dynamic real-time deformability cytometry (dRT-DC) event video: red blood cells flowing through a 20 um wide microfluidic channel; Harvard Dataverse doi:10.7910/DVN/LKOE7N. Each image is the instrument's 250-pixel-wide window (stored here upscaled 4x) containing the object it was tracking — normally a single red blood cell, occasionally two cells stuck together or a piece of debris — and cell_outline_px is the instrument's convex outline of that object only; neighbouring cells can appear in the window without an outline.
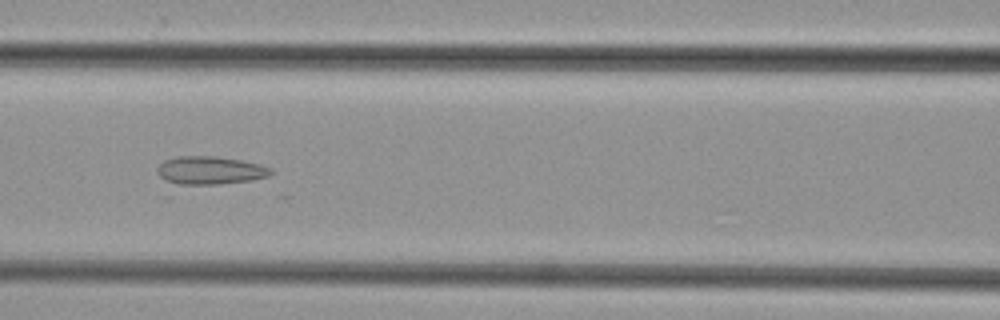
{"species": "common noctule bat (a hibernating species)", "species_latin": "Nyctalus noctula", "temperature_condition": "cold", "stored_images_in_passage": 43, "camera_frame_rate_fps": 3000, "um_per_image_px": 0.085, "animal": {"sex": "female", "body_mass_g": 29.2, "forearm_length_mm": 56.3}, "frame": {"image": 1, "passage_image": 22, "time_ms": 7.0, "image_size_px": [1000, 320], "cell_outline_px": [[272, 172], [268, 176], [252, 180], [216, 184], [176, 188], [172, 188], [156, 172], [156, 168], [164, 160], [176, 156], [216, 156], [240, 160], [260, 164], [272, 168]], "centroid_in_image_um": [17.73, 14.53], "position_along_channel_um": 148.9, "area_um2": 19.48}}
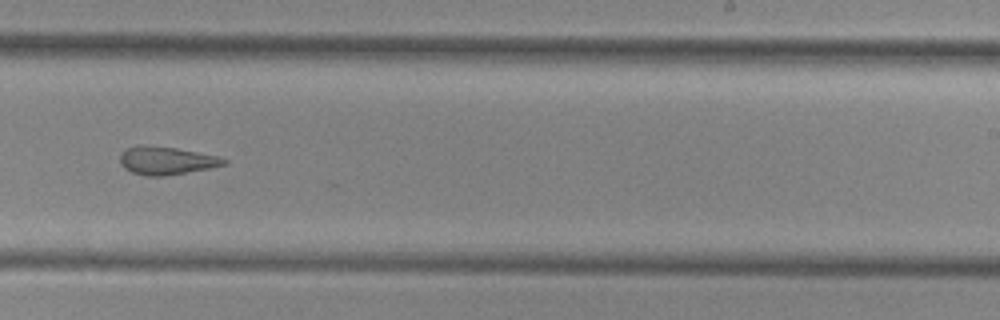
{"frame": {"image": 2, "passage_image": 31, "time_ms": 10.0, "image_size_px": [1000, 320], "cell_outline_px": [[228, 164], [212, 168], [164, 176], [144, 176], [132, 172], [124, 168], [120, 164], [120, 156], [128, 148], [140, 144], [144, 144], [176, 148], [220, 156], [228, 160]], "centroid_in_image_um": [14.18, 13.65], "position_along_channel_um": 274.8, "area_um2": 17.17}}
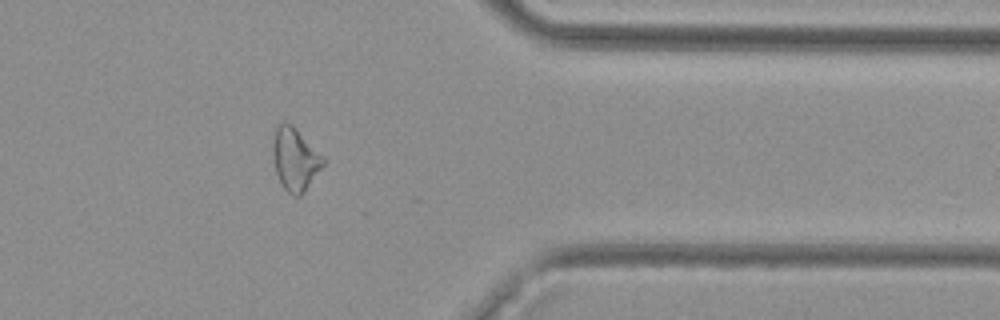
{"frame": {"image": 3, "passage_image": 40, "time_ms": 13.0, "image_size_px": [1000, 320], "cell_outline_px": [[324, 164], [304, 192], [300, 196], [292, 196], [284, 188], [276, 172], [272, 160], [272, 144], [276, 124], [280, 120], [284, 120], [292, 124], [324, 156]], "centroid_in_image_um": [25.05, 13.48], "position_along_channel_um": 386.4, "area_um2": 18.67}}